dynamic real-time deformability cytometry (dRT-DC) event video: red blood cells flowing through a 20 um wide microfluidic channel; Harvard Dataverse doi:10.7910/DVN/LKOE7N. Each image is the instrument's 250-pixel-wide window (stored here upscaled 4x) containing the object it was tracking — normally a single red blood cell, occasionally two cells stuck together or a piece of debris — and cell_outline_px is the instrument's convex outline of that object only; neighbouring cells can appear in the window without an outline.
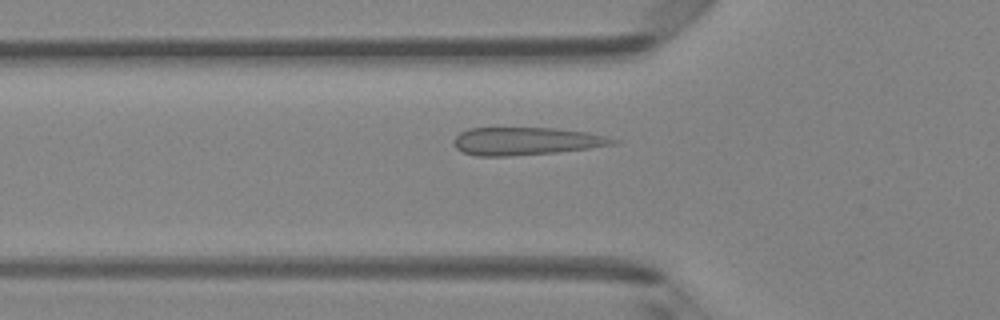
{"species": "Egyptian fruit bat (a non-hibernating species)", "species_latin": "Rousettus aegyptiacus", "temperature_condition": "room temperature", "stored_images_in_passage": 49, "camera_frame_rate_fps": 3000, "um_per_image_px": 0.085, "animal": {"sex": "female"}, "frame": {"image": 1, "passage_image": 17, "time_ms": 5.333, "image_size_px": [1000, 320], "cell_outline_px": [[620, 140], [616, 144], [560, 152], [508, 156], [476, 156], [464, 152], [456, 148], [452, 144], [452, 140], [460, 132], [468, 128], [556, 128], [588, 132]], "centroid_in_image_um": [44.69, 12.0], "position_along_channel_um": 81.1, "area_um2": 25.89}}
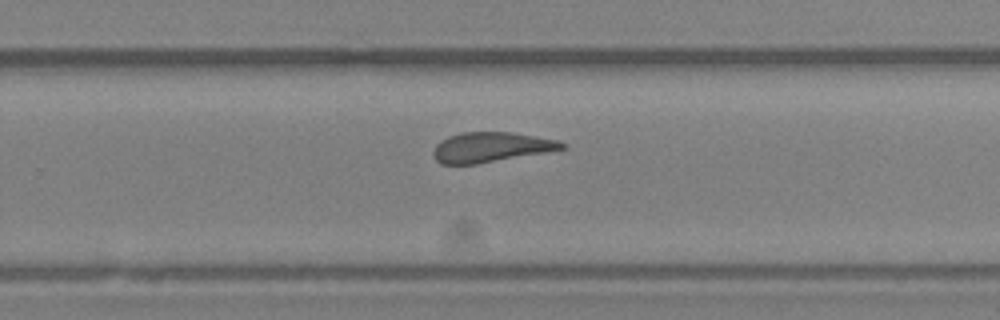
{"frame": {"image": 2, "passage_image": 32, "time_ms": 10.333, "image_size_px": [1000, 320], "cell_outline_px": [[568, 148], [476, 164], [440, 164], [432, 156], [432, 152], [436, 144], [440, 140], [448, 136], [460, 132], [512, 132], [556, 140], [564, 144]], "centroid_in_image_um": [41.66, 12.51], "position_along_channel_um": 288.1, "area_um2": 22.37}}
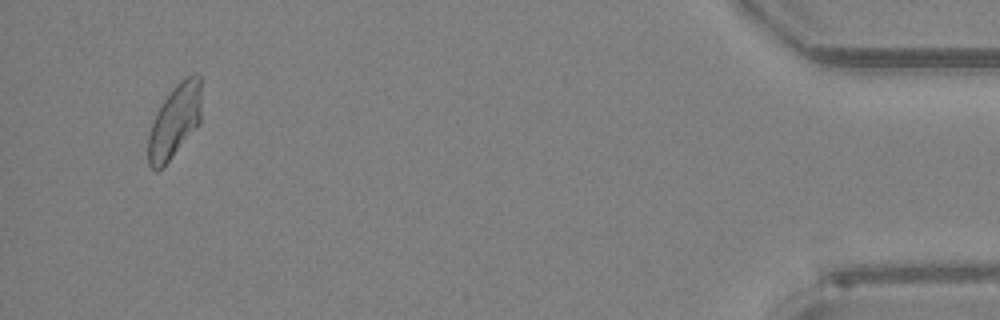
{"frame": {"image": 3, "passage_image": 47, "time_ms": 15.333, "image_size_px": [1000, 320], "cell_outline_px": [[200, 124], [172, 156], [160, 168], [152, 168], [148, 164], [148, 136], [156, 112], [172, 88], [180, 80], [188, 76], [200, 76]], "centroid_in_image_um": [14.84, 10.29], "position_along_channel_um": 420.4, "area_um2": 22.2}, "authors_computed_cell_mechanics": {"area_um2": 24.2182, "velocity_mm_per_s": 4.1475, "shape_relaxation_time_tau1_ms": null, "shape_relaxation_time_tau2_ms": 0.7589, "deformation_change_tau1": null, "deformation_change_tau2": 0.0639}}